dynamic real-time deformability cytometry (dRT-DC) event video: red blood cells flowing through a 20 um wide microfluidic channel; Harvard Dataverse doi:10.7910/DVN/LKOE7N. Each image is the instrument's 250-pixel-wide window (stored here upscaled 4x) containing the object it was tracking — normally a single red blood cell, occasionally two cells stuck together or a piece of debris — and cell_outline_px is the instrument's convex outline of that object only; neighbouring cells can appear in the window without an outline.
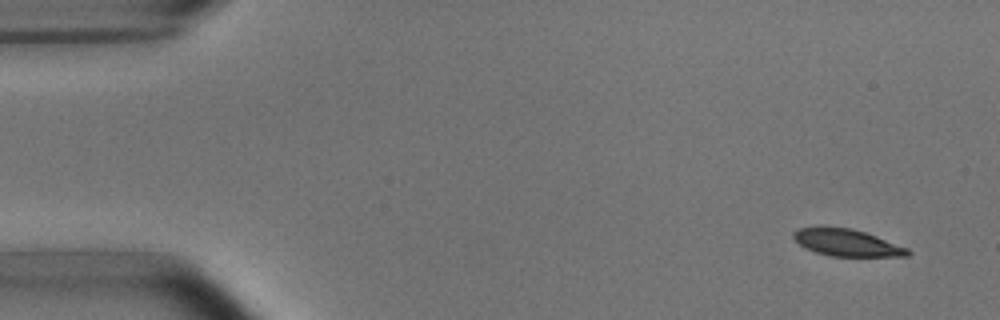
{"species": "common noctule bat (a hibernating species)", "species_latin": "Nyctalus noctula", "temperature_condition": "room temperature", "stored_images_in_passage": 9, "camera_frame_rate_fps": 3000, "um_per_image_px": 0.085, "animal": {"sex": "male", "body_mass_g": 15.6}, "frame": {"image": 1, "passage_image": 1, "time_ms": 0.0, "image_size_px": [1000, 320], "cell_outline_px": [[912, 252], [908, 256], [828, 256], [804, 248], [792, 236], [792, 232], [800, 228], [852, 228], [876, 236], [908, 248]], "centroid_in_image_um": [72.0, 20.65], "position_along_channel_um": 13.0, "area_um2": 17.63}}
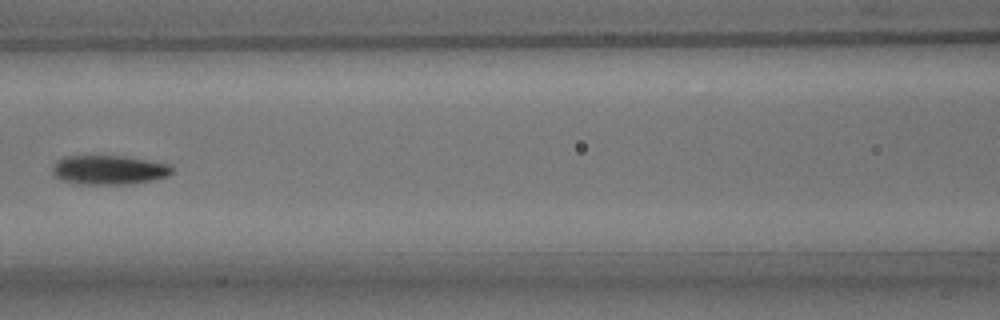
{"frame": {"image": 2, "passage_image": 7, "time_ms": 7.0, "image_size_px": [1000, 320], "cell_outline_px": [[172, 172], [168, 176], [152, 180], [128, 184], [80, 184], [60, 180], [52, 172], [52, 164], [56, 160], [64, 156], [124, 156], [168, 164], [172, 168]], "centroid_in_image_um": [9.2, 14.44], "position_along_channel_um": 157.4, "area_um2": 20.35}}
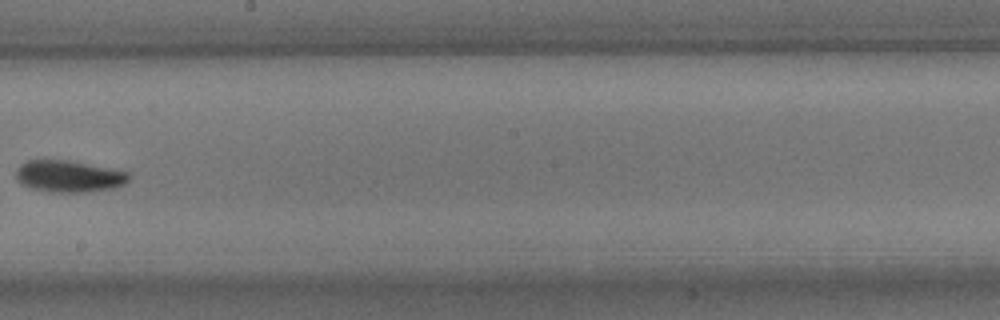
{"frame": {"image": 3, "passage_image": 9, "time_ms": 9.333, "image_size_px": [1000, 320], "cell_outline_px": [[132, 176], [124, 184], [116, 188], [84, 192], [48, 192], [32, 188], [20, 184], [16, 180], [16, 168], [20, 164], [28, 160], [68, 160], [128, 172]], "centroid_in_image_um": [5.83, 14.99], "position_along_channel_um": 242.4, "area_um2": 20.98}}